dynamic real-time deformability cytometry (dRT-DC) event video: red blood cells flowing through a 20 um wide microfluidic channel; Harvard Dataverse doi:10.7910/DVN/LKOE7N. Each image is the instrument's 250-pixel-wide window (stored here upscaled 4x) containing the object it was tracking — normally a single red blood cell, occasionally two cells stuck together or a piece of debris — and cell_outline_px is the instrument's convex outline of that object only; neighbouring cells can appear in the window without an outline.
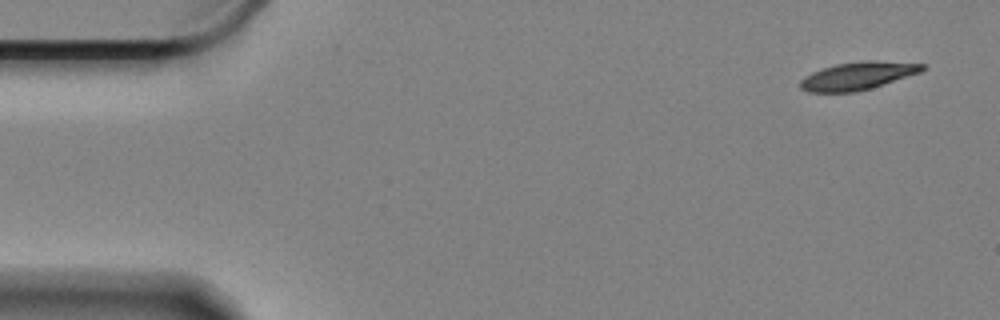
{"species": "Egyptian fruit bat (a non-hibernating species)", "species_latin": "Rousettus aegyptiacus", "temperature_condition": "cold", "stored_images_in_passage": 5, "camera_frame_rate_fps": 3000, "um_per_image_px": 0.085, "animal": {"sex": "female"}, "frame": {"image": 1, "passage_image": 1, "time_ms": 0.0, "image_size_px": [1000, 320], "cell_outline_px": [[924, 68], [920, 72], [872, 88], [856, 92], [808, 92], [800, 88], [800, 80], [804, 76], [812, 72], [836, 64], [868, 60], [872, 60], [924, 64]], "centroid_in_image_um": [72.87, 6.45], "position_along_channel_um": 12.1, "area_um2": 19.59}}